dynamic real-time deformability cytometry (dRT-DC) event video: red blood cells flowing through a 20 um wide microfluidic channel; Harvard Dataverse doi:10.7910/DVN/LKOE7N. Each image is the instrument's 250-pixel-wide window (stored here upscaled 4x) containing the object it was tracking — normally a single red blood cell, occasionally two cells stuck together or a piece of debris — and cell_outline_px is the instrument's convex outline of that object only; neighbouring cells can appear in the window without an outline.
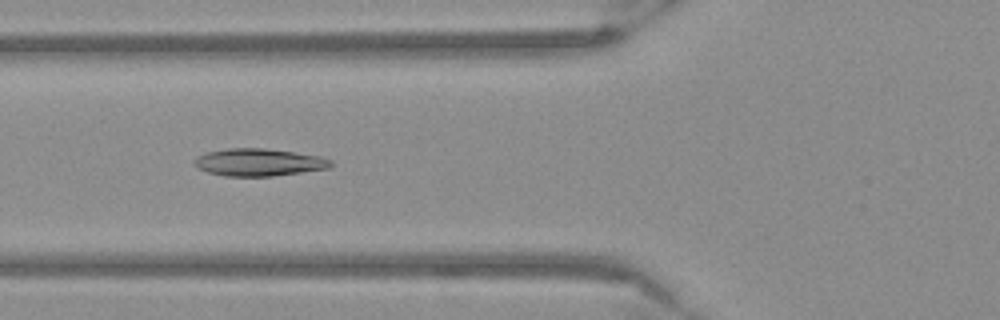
{"species": "Egyptian fruit bat (a non-hibernating species)", "species_latin": "Rousettus aegyptiacus", "temperature_condition": "warm", "stored_images_in_passage": 38, "camera_frame_rate_fps": 3000, "um_per_image_px": 0.085, "frame": {"image": 1, "passage_image": 5, "time_ms": 1.333, "image_size_px": [1000, 320], "cell_outline_px": [[332, 164], [328, 168], [272, 176], [224, 176], [208, 172], [196, 168], [192, 164], [196, 156], [208, 152], [228, 148], [264, 148], [320, 156], [332, 160]], "centroid_in_image_um": [21.94, 13.79], "position_along_channel_um": 103.9, "area_um2": 21.73}}
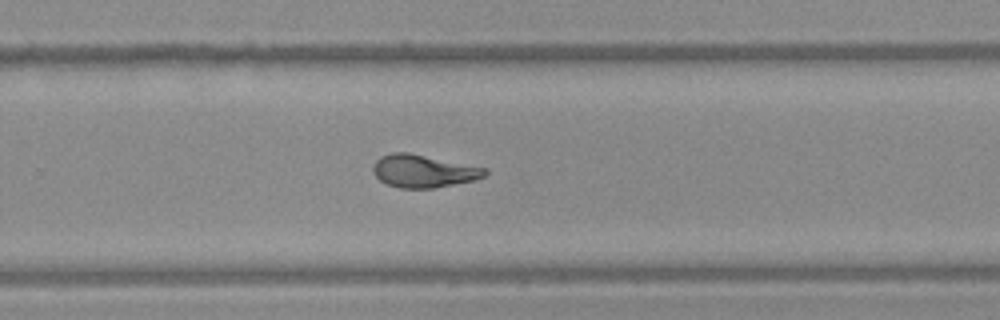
{"frame": {"image": 2, "passage_image": 20, "time_ms": 6.333, "image_size_px": [1000, 320], "cell_outline_px": [[488, 172], [484, 176], [476, 180], [432, 188], [400, 188], [388, 184], [380, 180], [372, 172], [372, 168], [376, 160], [380, 156], [392, 152], [408, 152], [488, 168]], "centroid_in_image_um": [36.0, 14.53], "position_along_channel_um": 293.8, "area_um2": 21.39}}
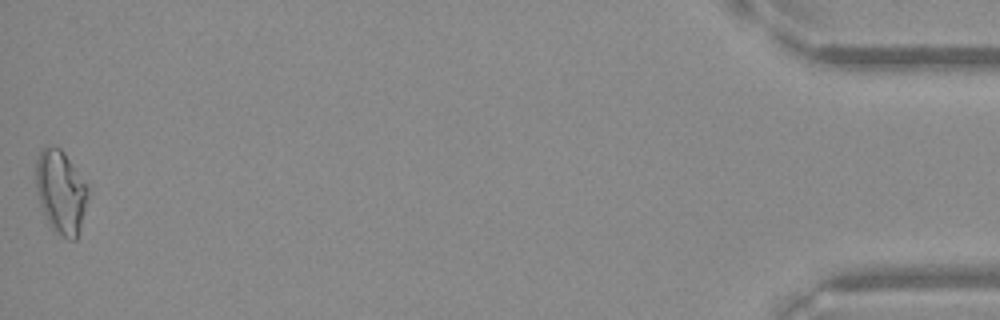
{"frame": {"image": 3, "passage_image": 38, "time_ms": 12.333, "image_size_px": [1000, 320], "cell_outline_px": [[88, 196], [80, 228], [76, 240], [68, 240], [56, 236], [52, 232], [44, 216], [36, 192], [36, 160], [40, 148], [48, 144], [60, 148], [64, 152], [88, 188]], "centroid_in_image_um": [5.13, 16.35], "position_along_channel_um": 430.1, "area_um2": 25.66}}